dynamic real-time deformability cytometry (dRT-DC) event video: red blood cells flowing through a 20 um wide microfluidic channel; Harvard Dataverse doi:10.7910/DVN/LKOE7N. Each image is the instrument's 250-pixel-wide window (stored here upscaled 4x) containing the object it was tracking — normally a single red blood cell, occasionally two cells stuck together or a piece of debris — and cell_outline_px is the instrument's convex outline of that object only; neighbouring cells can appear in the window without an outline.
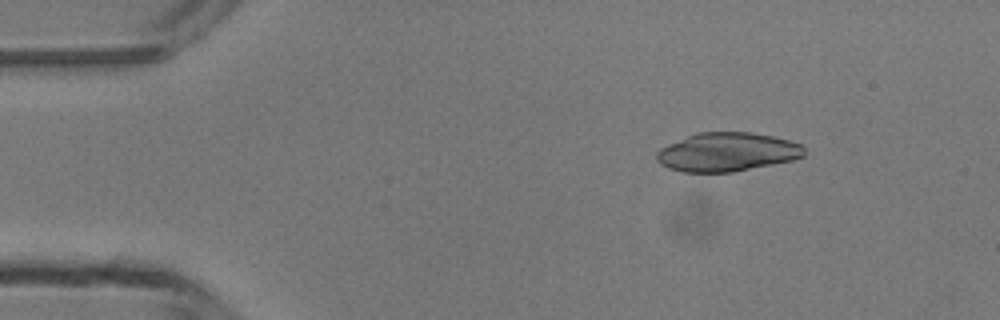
{"species": "common noctule bat (a hibernating species)", "species_latin": "Nyctalus noctula", "temperature_condition": "room temperature", "stored_images_in_passage": 4, "camera_frame_rate_fps": 3000, "um_per_image_px": 0.085, "animal": {"sex": "male", "body_mass_g": 13.3}, "frame": {"image": 1, "passage_image": 2, "time_ms": 1.333, "image_size_px": [1000, 320], "cell_outline_px": [[804, 156], [792, 160], [732, 172], [684, 172], [668, 168], [660, 164], [656, 160], [656, 152], [660, 148], [668, 144], [696, 132], [752, 132], [792, 140], [800, 144], [804, 148]], "centroid_in_image_um": [61.79, 12.91], "position_along_channel_um": 23.2, "area_um2": 33.41}}